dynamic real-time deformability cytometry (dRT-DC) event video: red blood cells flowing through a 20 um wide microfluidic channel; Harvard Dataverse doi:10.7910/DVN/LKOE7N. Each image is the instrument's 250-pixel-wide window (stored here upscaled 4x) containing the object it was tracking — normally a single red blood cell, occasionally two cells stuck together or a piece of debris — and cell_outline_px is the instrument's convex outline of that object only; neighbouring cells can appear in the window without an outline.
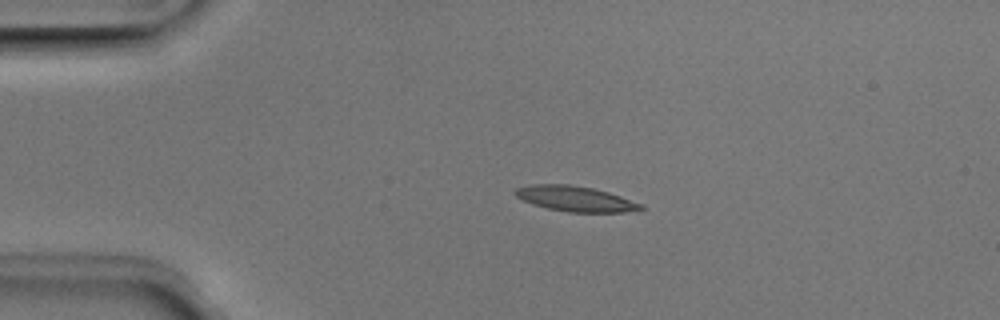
{"species": "Egyptian fruit bat (a non-hibernating species)", "species_latin": "Rousettus aegyptiacus", "temperature_condition": "room temperature", "stored_images_in_passage": 4, "camera_frame_rate_fps": 3000, "um_per_image_px": 0.085, "animal": {"sex": "male"}, "frame": {"image": 1, "passage_image": 3, "time_ms": 0.667, "image_size_px": [1000, 320], "cell_outline_px": [[644, 208], [624, 212], [568, 212], [548, 208], [532, 204], [516, 196], [512, 192], [516, 188], [532, 184], [568, 184], [592, 188], [608, 192], [644, 204]], "centroid_in_image_um": [48.89, 16.89], "position_along_channel_um": 36.1, "area_um2": 18.44}}
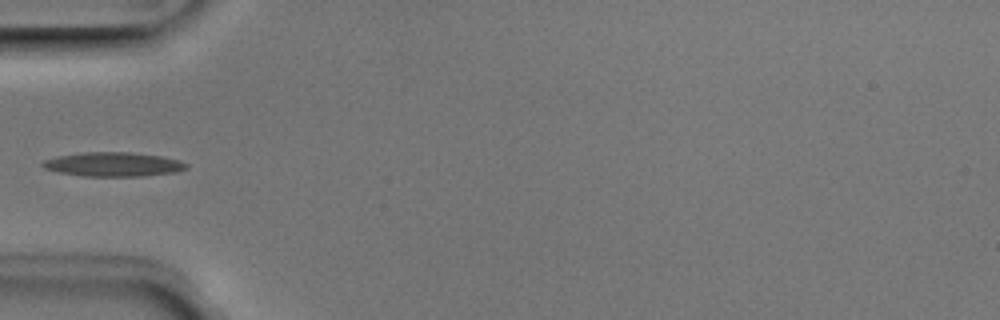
{"frame": {"image": 2, "passage_image": 4, "time_ms": 1.0, "image_size_px": [1000, 320], "cell_outline_px": [[188, 168], [176, 172], [144, 176], [84, 176], [56, 172], [44, 168], [40, 164], [44, 160], [60, 156], [84, 152], [128, 152], [160, 156], [180, 160], [188, 164]], "centroid_in_image_um": [9.64, 13.97], "position_along_channel_um": 75.4, "area_um2": 20.23}}